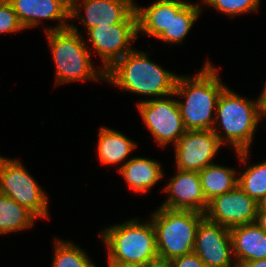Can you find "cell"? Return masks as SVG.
<instances>
[{
  "label": "cell",
  "mask_w": 266,
  "mask_h": 267,
  "mask_svg": "<svg viewBox=\"0 0 266 267\" xmlns=\"http://www.w3.org/2000/svg\"><path fill=\"white\" fill-rule=\"evenodd\" d=\"M207 61L194 76H178L174 97L187 131L213 130L218 99L227 87L219 78V71Z\"/></svg>",
  "instance_id": "cell-1"
},
{
  "label": "cell",
  "mask_w": 266,
  "mask_h": 267,
  "mask_svg": "<svg viewBox=\"0 0 266 267\" xmlns=\"http://www.w3.org/2000/svg\"><path fill=\"white\" fill-rule=\"evenodd\" d=\"M215 114L213 132L222 144L226 143L235 150L240 165L247 164L253 136L263 119L260 97L257 100L247 99L226 87L218 99ZM217 127L223 131L220 132Z\"/></svg>",
  "instance_id": "cell-2"
},
{
  "label": "cell",
  "mask_w": 266,
  "mask_h": 267,
  "mask_svg": "<svg viewBox=\"0 0 266 267\" xmlns=\"http://www.w3.org/2000/svg\"><path fill=\"white\" fill-rule=\"evenodd\" d=\"M148 55L133 49L105 71V82L155 99L173 94L179 75L157 65Z\"/></svg>",
  "instance_id": "cell-3"
},
{
  "label": "cell",
  "mask_w": 266,
  "mask_h": 267,
  "mask_svg": "<svg viewBox=\"0 0 266 267\" xmlns=\"http://www.w3.org/2000/svg\"><path fill=\"white\" fill-rule=\"evenodd\" d=\"M45 34L56 66L57 85L82 80L105 81V70L93 66L92 53L75 24Z\"/></svg>",
  "instance_id": "cell-4"
},
{
  "label": "cell",
  "mask_w": 266,
  "mask_h": 267,
  "mask_svg": "<svg viewBox=\"0 0 266 267\" xmlns=\"http://www.w3.org/2000/svg\"><path fill=\"white\" fill-rule=\"evenodd\" d=\"M130 219L101 230L106 245L107 263L143 266L158 257L156 232L152 221Z\"/></svg>",
  "instance_id": "cell-5"
},
{
  "label": "cell",
  "mask_w": 266,
  "mask_h": 267,
  "mask_svg": "<svg viewBox=\"0 0 266 267\" xmlns=\"http://www.w3.org/2000/svg\"><path fill=\"white\" fill-rule=\"evenodd\" d=\"M204 213L158 207L151 215L158 257L172 260L194 252L196 231Z\"/></svg>",
  "instance_id": "cell-6"
},
{
  "label": "cell",
  "mask_w": 266,
  "mask_h": 267,
  "mask_svg": "<svg viewBox=\"0 0 266 267\" xmlns=\"http://www.w3.org/2000/svg\"><path fill=\"white\" fill-rule=\"evenodd\" d=\"M18 159L0 155V193L28 209L37 218H49L48 196Z\"/></svg>",
  "instance_id": "cell-7"
},
{
  "label": "cell",
  "mask_w": 266,
  "mask_h": 267,
  "mask_svg": "<svg viewBox=\"0 0 266 267\" xmlns=\"http://www.w3.org/2000/svg\"><path fill=\"white\" fill-rule=\"evenodd\" d=\"M87 36V47L90 52V47L95 50L94 53L102 60V69L107 71L117 60L133 50L130 43L139 36L136 12L122 23L89 28Z\"/></svg>",
  "instance_id": "cell-8"
},
{
  "label": "cell",
  "mask_w": 266,
  "mask_h": 267,
  "mask_svg": "<svg viewBox=\"0 0 266 267\" xmlns=\"http://www.w3.org/2000/svg\"><path fill=\"white\" fill-rule=\"evenodd\" d=\"M174 94L138 101L137 108L145 126L160 147L173 146L187 131ZM167 97V98H166ZM172 98V99H171Z\"/></svg>",
  "instance_id": "cell-9"
},
{
  "label": "cell",
  "mask_w": 266,
  "mask_h": 267,
  "mask_svg": "<svg viewBox=\"0 0 266 267\" xmlns=\"http://www.w3.org/2000/svg\"><path fill=\"white\" fill-rule=\"evenodd\" d=\"M223 144L213 130L186 131L174 145L176 169L200 172Z\"/></svg>",
  "instance_id": "cell-10"
},
{
  "label": "cell",
  "mask_w": 266,
  "mask_h": 267,
  "mask_svg": "<svg viewBox=\"0 0 266 267\" xmlns=\"http://www.w3.org/2000/svg\"><path fill=\"white\" fill-rule=\"evenodd\" d=\"M194 253L206 267H237L233 256L230 229L209 221L206 217L198 225Z\"/></svg>",
  "instance_id": "cell-11"
},
{
  "label": "cell",
  "mask_w": 266,
  "mask_h": 267,
  "mask_svg": "<svg viewBox=\"0 0 266 267\" xmlns=\"http://www.w3.org/2000/svg\"><path fill=\"white\" fill-rule=\"evenodd\" d=\"M258 205L238 185L231 191L208 202L205 217L212 222L232 228L256 221Z\"/></svg>",
  "instance_id": "cell-12"
},
{
  "label": "cell",
  "mask_w": 266,
  "mask_h": 267,
  "mask_svg": "<svg viewBox=\"0 0 266 267\" xmlns=\"http://www.w3.org/2000/svg\"><path fill=\"white\" fill-rule=\"evenodd\" d=\"M134 3V0H70V19L81 17L85 31L98 25L118 24L135 11ZM80 7L85 15H82Z\"/></svg>",
  "instance_id": "cell-13"
},
{
  "label": "cell",
  "mask_w": 266,
  "mask_h": 267,
  "mask_svg": "<svg viewBox=\"0 0 266 267\" xmlns=\"http://www.w3.org/2000/svg\"><path fill=\"white\" fill-rule=\"evenodd\" d=\"M177 172L164 187L168 197L160 207L173 210H192L205 213L208 207L198 172L176 169Z\"/></svg>",
  "instance_id": "cell-14"
},
{
  "label": "cell",
  "mask_w": 266,
  "mask_h": 267,
  "mask_svg": "<svg viewBox=\"0 0 266 267\" xmlns=\"http://www.w3.org/2000/svg\"><path fill=\"white\" fill-rule=\"evenodd\" d=\"M20 23L26 29L37 27L42 20H57L54 27H46L45 31L62 30L70 23V0H8Z\"/></svg>",
  "instance_id": "cell-15"
},
{
  "label": "cell",
  "mask_w": 266,
  "mask_h": 267,
  "mask_svg": "<svg viewBox=\"0 0 266 267\" xmlns=\"http://www.w3.org/2000/svg\"><path fill=\"white\" fill-rule=\"evenodd\" d=\"M188 0H156L149 6H135L138 34L157 38L169 27L172 13H179Z\"/></svg>",
  "instance_id": "cell-16"
},
{
  "label": "cell",
  "mask_w": 266,
  "mask_h": 267,
  "mask_svg": "<svg viewBox=\"0 0 266 267\" xmlns=\"http://www.w3.org/2000/svg\"><path fill=\"white\" fill-rule=\"evenodd\" d=\"M230 234L237 267L248 261L266 259V232L255 222L232 227Z\"/></svg>",
  "instance_id": "cell-17"
},
{
  "label": "cell",
  "mask_w": 266,
  "mask_h": 267,
  "mask_svg": "<svg viewBox=\"0 0 266 267\" xmlns=\"http://www.w3.org/2000/svg\"><path fill=\"white\" fill-rule=\"evenodd\" d=\"M159 163L151 158L133 157L116 169L131 190L138 194H145L164 177L162 165Z\"/></svg>",
  "instance_id": "cell-18"
},
{
  "label": "cell",
  "mask_w": 266,
  "mask_h": 267,
  "mask_svg": "<svg viewBox=\"0 0 266 267\" xmlns=\"http://www.w3.org/2000/svg\"><path fill=\"white\" fill-rule=\"evenodd\" d=\"M97 153L101 164L116 165L123 161L137 147L132 139L126 137L122 132L109 127H101L98 134Z\"/></svg>",
  "instance_id": "cell-19"
},
{
  "label": "cell",
  "mask_w": 266,
  "mask_h": 267,
  "mask_svg": "<svg viewBox=\"0 0 266 267\" xmlns=\"http://www.w3.org/2000/svg\"><path fill=\"white\" fill-rule=\"evenodd\" d=\"M203 195L207 202L214 197L233 190L238 185V172L235 168L218 165H208L198 172Z\"/></svg>",
  "instance_id": "cell-20"
},
{
  "label": "cell",
  "mask_w": 266,
  "mask_h": 267,
  "mask_svg": "<svg viewBox=\"0 0 266 267\" xmlns=\"http://www.w3.org/2000/svg\"><path fill=\"white\" fill-rule=\"evenodd\" d=\"M36 219L28 209L0 193V235L31 228Z\"/></svg>",
  "instance_id": "cell-21"
},
{
  "label": "cell",
  "mask_w": 266,
  "mask_h": 267,
  "mask_svg": "<svg viewBox=\"0 0 266 267\" xmlns=\"http://www.w3.org/2000/svg\"><path fill=\"white\" fill-rule=\"evenodd\" d=\"M201 5V3L193 4L189 2L179 13H172L169 27L165 28L157 39L174 45L177 43L183 44L186 35L203 11Z\"/></svg>",
  "instance_id": "cell-22"
},
{
  "label": "cell",
  "mask_w": 266,
  "mask_h": 267,
  "mask_svg": "<svg viewBox=\"0 0 266 267\" xmlns=\"http://www.w3.org/2000/svg\"><path fill=\"white\" fill-rule=\"evenodd\" d=\"M54 259L51 267H96L88 254L71 241L55 239Z\"/></svg>",
  "instance_id": "cell-23"
},
{
  "label": "cell",
  "mask_w": 266,
  "mask_h": 267,
  "mask_svg": "<svg viewBox=\"0 0 266 267\" xmlns=\"http://www.w3.org/2000/svg\"><path fill=\"white\" fill-rule=\"evenodd\" d=\"M245 168L238 176V186L258 203L266 195V160Z\"/></svg>",
  "instance_id": "cell-24"
},
{
  "label": "cell",
  "mask_w": 266,
  "mask_h": 267,
  "mask_svg": "<svg viewBox=\"0 0 266 267\" xmlns=\"http://www.w3.org/2000/svg\"><path fill=\"white\" fill-rule=\"evenodd\" d=\"M216 11L234 17L245 13L257 12L261 0H202Z\"/></svg>",
  "instance_id": "cell-25"
},
{
  "label": "cell",
  "mask_w": 266,
  "mask_h": 267,
  "mask_svg": "<svg viewBox=\"0 0 266 267\" xmlns=\"http://www.w3.org/2000/svg\"><path fill=\"white\" fill-rule=\"evenodd\" d=\"M17 14L8 0H0V34L24 30Z\"/></svg>",
  "instance_id": "cell-26"
},
{
  "label": "cell",
  "mask_w": 266,
  "mask_h": 267,
  "mask_svg": "<svg viewBox=\"0 0 266 267\" xmlns=\"http://www.w3.org/2000/svg\"><path fill=\"white\" fill-rule=\"evenodd\" d=\"M170 261L172 267H206L204 262L194 252L176 257Z\"/></svg>",
  "instance_id": "cell-27"
},
{
  "label": "cell",
  "mask_w": 266,
  "mask_h": 267,
  "mask_svg": "<svg viewBox=\"0 0 266 267\" xmlns=\"http://www.w3.org/2000/svg\"><path fill=\"white\" fill-rule=\"evenodd\" d=\"M142 267H172L171 261L165 258L157 257L155 259L150 260Z\"/></svg>",
  "instance_id": "cell-28"
},
{
  "label": "cell",
  "mask_w": 266,
  "mask_h": 267,
  "mask_svg": "<svg viewBox=\"0 0 266 267\" xmlns=\"http://www.w3.org/2000/svg\"><path fill=\"white\" fill-rule=\"evenodd\" d=\"M260 97V106H261V115L262 118H266V82L264 84L263 90L259 95Z\"/></svg>",
  "instance_id": "cell-29"
},
{
  "label": "cell",
  "mask_w": 266,
  "mask_h": 267,
  "mask_svg": "<svg viewBox=\"0 0 266 267\" xmlns=\"http://www.w3.org/2000/svg\"><path fill=\"white\" fill-rule=\"evenodd\" d=\"M255 223L266 232V212H257Z\"/></svg>",
  "instance_id": "cell-30"
},
{
  "label": "cell",
  "mask_w": 266,
  "mask_h": 267,
  "mask_svg": "<svg viewBox=\"0 0 266 267\" xmlns=\"http://www.w3.org/2000/svg\"><path fill=\"white\" fill-rule=\"evenodd\" d=\"M239 267H266V259L248 261L242 263Z\"/></svg>",
  "instance_id": "cell-31"
},
{
  "label": "cell",
  "mask_w": 266,
  "mask_h": 267,
  "mask_svg": "<svg viewBox=\"0 0 266 267\" xmlns=\"http://www.w3.org/2000/svg\"><path fill=\"white\" fill-rule=\"evenodd\" d=\"M257 205H258L257 212H266V195L258 201Z\"/></svg>",
  "instance_id": "cell-32"
},
{
  "label": "cell",
  "mask_w": 266,
  "mask_h": 267,
  "mask_svg": "<svg viewBox=\"0 0 266 267\" xmlns=\"http://www.w3.org/2000/svg\"><path fill=\"white\" fill-rule=\"evenodd\" d=\"M108 267H142L139 265H122L117 263H108Z\"/></svg>",
  "instance_id": "cell-33"
}]
</instances>
